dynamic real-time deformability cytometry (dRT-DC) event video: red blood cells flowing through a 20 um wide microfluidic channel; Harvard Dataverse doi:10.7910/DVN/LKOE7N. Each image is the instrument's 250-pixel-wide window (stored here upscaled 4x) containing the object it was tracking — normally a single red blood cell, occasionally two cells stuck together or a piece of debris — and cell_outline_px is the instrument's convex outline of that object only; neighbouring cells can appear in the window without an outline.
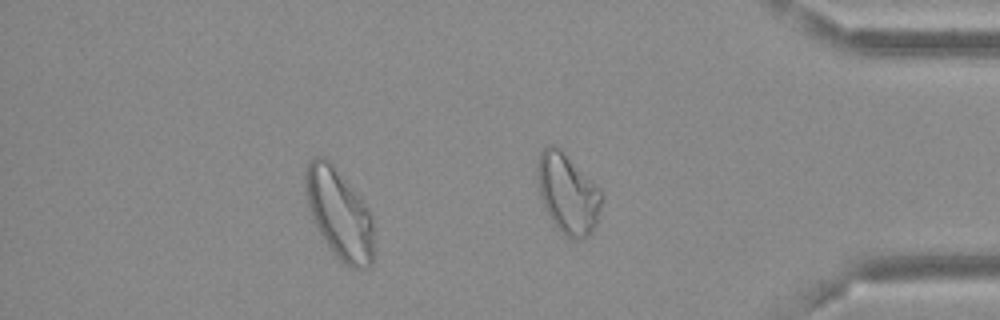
{"species": "Egyptian fruit bat (a non-hibernating species)", "species_latin": "Rousettus aegyptiacus", "temperature_condition": "cold", "stored_images_in_passage": 44, "camera_frame_rate_fps": 3000, "um_per_image_px": 0.085, "frame": {"image": 1, "passage_image": 38, "time_ms": 12.333, "image_size_px": [1000, 320], "cell_outline_px": [[372, 264], [368, 268], [352, 268], [344, 264], [336, 256], [316, 228], [308, 204], [304, 176], [304, 172], [308, 160], [316, 156], [324, 156], [332, 164], [360, 196], [368, 208], [372, 216]], "centroid_in_image_um": [28.82, 18.15], "position_along_channel_um": 406.4, "area_um2": 35.6}}